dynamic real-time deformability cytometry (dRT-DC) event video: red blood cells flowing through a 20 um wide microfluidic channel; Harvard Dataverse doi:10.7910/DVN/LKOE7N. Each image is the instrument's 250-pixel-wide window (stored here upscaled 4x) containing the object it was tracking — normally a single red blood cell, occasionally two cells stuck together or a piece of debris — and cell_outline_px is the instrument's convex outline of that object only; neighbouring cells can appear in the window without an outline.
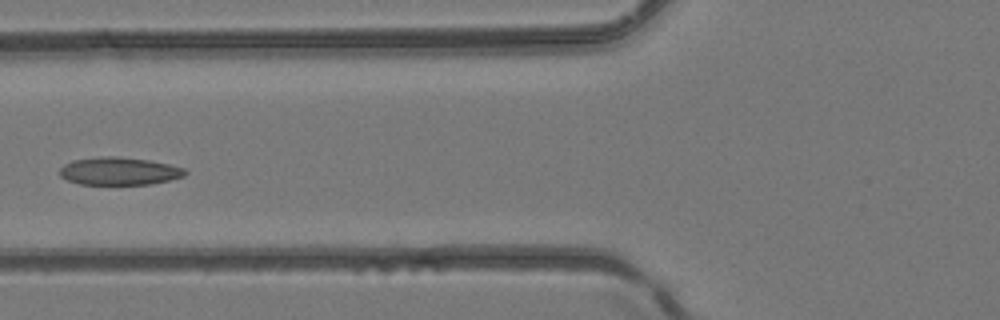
{"species": "common noctule bat (a hibernating species)", "species_latin": "Nyctalus noctula", "temperature_condition": "room temperature", "stored_images_in_passage": 4, "camera_frame_rate_fps": 3000, "um_per_image_px": 0.085, "animal": {"sex": "female", "body_mass_g": 24.6, "forearm_length_mm": 56.2}, "frame": {"image": 1, "passage_image": 4, "time_ms": 1.0, "image_size_px": [1000, 320], "cell_outline_px": [[188, 172], [184, 176], [168, 180], [148, 184], [80, 184], [68, 180], [60, 176], [60, 168], [64, 164], [72, 160], [100, 156], [120, 156], [148, 160], [168, 164], [184, 168]], "centroid_in_image_um": [10.11, 14.53], "position_along_channel_um": 115.7, "area_um2": 20.23}}